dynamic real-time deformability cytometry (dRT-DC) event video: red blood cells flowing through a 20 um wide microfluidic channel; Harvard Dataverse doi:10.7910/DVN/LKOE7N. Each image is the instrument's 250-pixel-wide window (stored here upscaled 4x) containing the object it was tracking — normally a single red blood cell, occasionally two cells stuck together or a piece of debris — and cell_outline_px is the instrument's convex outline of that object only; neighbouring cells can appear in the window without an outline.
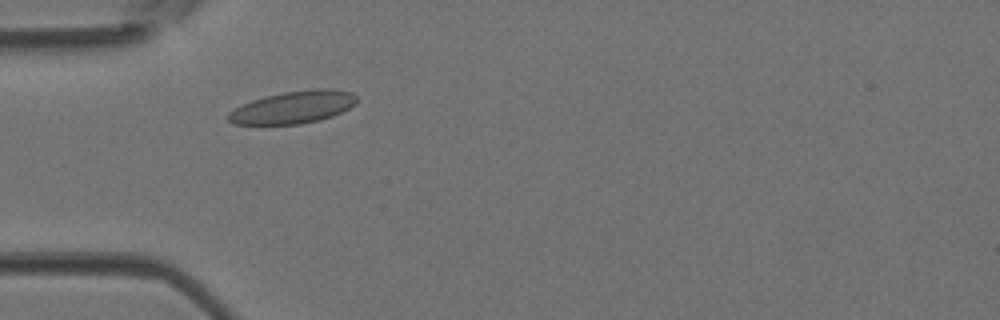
{"species": "Egyptian fruit bat (a non-hibernating species)", "species_latin": "Rousettus aegyptiacus", "temperature_condition": "room temperature", "stored_images_in_passage": 35, "camera_frame_rate_fps": 3000, "um_per_image_px": 0.085, "animal": {"sex": "female"}, "frame": {"image": 1, "passage_image": 4, "time_ms": 1.0, "image_size_px": [1000, 320], "cell_outline_px": [[360, 100], [356, 104], [332, 116], [320, 120], [300, 124], [232, 124], [228, 120], [228, 112], [252, 100], [264, 96], [284, 92], [312, 88], [332, 88], [352, 92]], "centroid_in_image_um": [24.97, 9.1], "position_along_channel_um": 60.0, "area_um2": 24.39}}
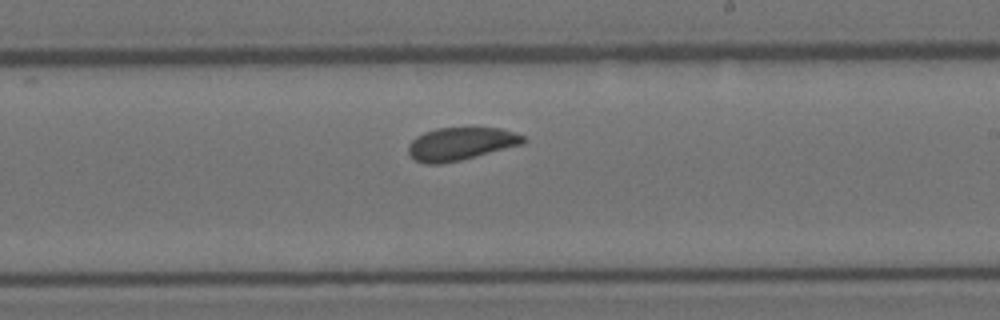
{"frame": {"image": 2, "passage_image": 17, "time_ms": 5.333, "image_size_px": [1000, 320], "cell_outline_px": [[528, 140], [524, 144], [460, 160], [440, 164], [424, 164], [416, 160], [408, 152], [408, 144], [416, 136], [424, 132], [436, 128], [500, 128], [516, 132], [524, 136]], "centroid_in_image_um": [39.18, 12.22], "position_along_channel_um": 249.8, "area_um2": 22.08}}
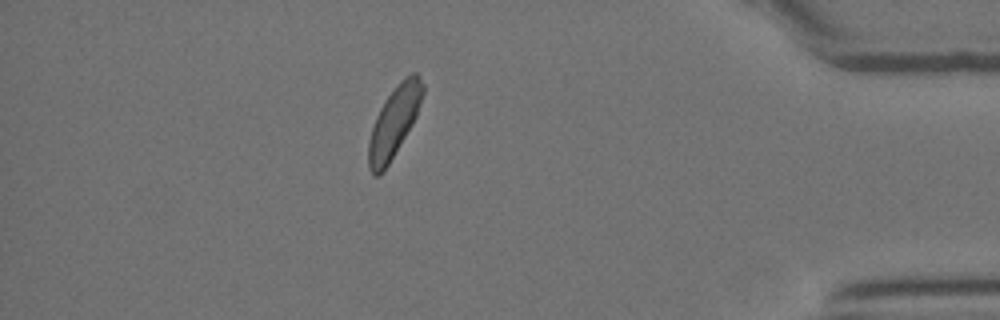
{"frame": {"image": 3, "passage_image": 30, "time_ms": 9.667, "image_size_px": [1000, 320], "cell_outline_px": [[424, 92], [416, 116], [412, 124], [384, 172], [380, 176], [372, 176], [368, 168], [368, 140], [376, 116], [384, 100], [400, 80], [412, 72], [416, 72], [420, 76], [424, 84]], "centroid_in_image_um": [33.48, 10.38], "position_along_channel_um": 401.7, "area_um2": 22.43}}